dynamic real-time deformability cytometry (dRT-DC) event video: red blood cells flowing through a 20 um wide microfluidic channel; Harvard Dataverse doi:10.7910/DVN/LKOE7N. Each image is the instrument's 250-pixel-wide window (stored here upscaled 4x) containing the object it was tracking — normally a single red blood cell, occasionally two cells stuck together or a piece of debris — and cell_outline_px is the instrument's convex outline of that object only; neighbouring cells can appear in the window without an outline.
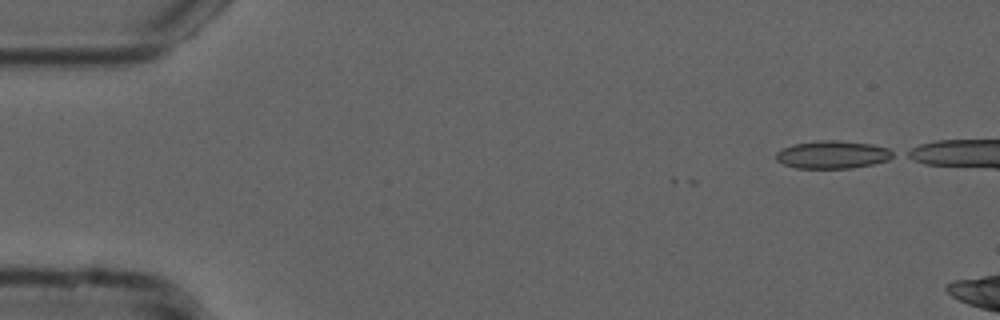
{"species": "common noctule bat (a hibernating species)", "species_latin": "Nyctalus noctula", "temperature_condition": "cold", "stored_images_in_passage": 11, "camera_frame_rate_fps": 3000, "um_per_image_px": 0.085, "animal": {"sex": "male", "forearm_length_mm": 52.5}, "frame": {"image": 1, "passage_image": 1, "time_ms": 0.0, "image_size_px": [1000, 320], "cell_outline_px": [[896, 156], [888, 160], [872, 164], [852, 168], [796, 168], [784, 164], [776, 160], [776, 152], [792, 144], [820, 140], [836, 140], [872, 144], [888, 148], [896, 152]], "centroid_in_image_um": [70.81, 13.14], "position_along_channel_um": 14.2, "area_um2": 19.07}}